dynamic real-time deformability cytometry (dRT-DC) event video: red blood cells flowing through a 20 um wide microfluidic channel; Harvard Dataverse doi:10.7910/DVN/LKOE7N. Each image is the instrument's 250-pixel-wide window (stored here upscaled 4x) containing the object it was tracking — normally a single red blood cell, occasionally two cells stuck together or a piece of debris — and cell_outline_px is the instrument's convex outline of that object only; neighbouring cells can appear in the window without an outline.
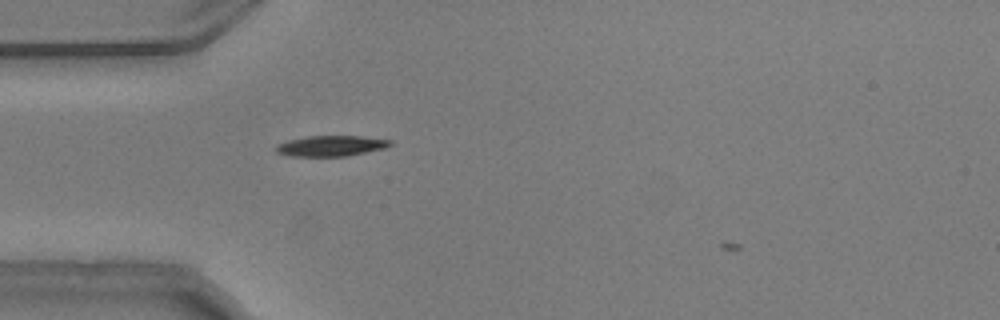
{"species": "common noctule bat (a hibernating species)", "species_latin": "Nyctalus noctula", "temperature_condition": "warm", "stored_images_in_passage": 5, "camera_frame_rate_fps": 3000, "um_per_image_px": 0.085, "animal": {"sex": "male", "body_mass_g": 20.5, "forearm_length_mm": 52.5}, "frame": {"image": 1, "passage_image": 4, "time_ms": 1.0, "image_size_px": [1000, 320], "cell_outline_px": [[392, 144], [384, 148], [348, 156], [292, 156], [276, 152], [276, 144], [288, 140], [308, 136], [360, 136], [392, 140]], "centroid_in_image_um": [28.13, 12.4], "position_along_channel_um": 56.9, "area_um2": 13.64}}